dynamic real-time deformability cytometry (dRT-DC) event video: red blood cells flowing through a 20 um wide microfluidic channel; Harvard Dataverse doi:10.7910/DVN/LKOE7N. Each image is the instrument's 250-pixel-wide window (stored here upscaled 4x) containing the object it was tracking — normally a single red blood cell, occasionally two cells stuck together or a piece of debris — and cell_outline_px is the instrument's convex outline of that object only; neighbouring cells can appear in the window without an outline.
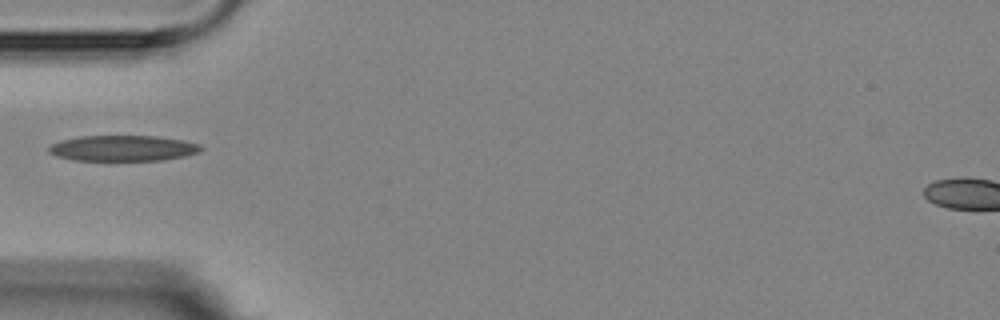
{"species": "Egyptian fruit bat (a non-hibernating species)", "species_latin": "Rousettus aegyptiacus", "temperature_condition": "room temperature", "stored_images_in_passage": 4, "camera_frame_rate_fps": 3000, "um_per_image_px": 0.085, "animal": {"sex": "female"}, "frame": {"image": 1, "passage_image": 1, "time_ms": 0.0, "image_size_px": [1000, 320], "cell_outline_px": [[204, 148], [200, 152], [184, 156], [160, 160], [72, 160], [56, 156], [48, 152], [48, 148], [52, 144], [60, 140], [80, 136], [156, 136], [184, 140], [200, 144]], "centroid_in_image_um": [10.45, 12.59], "position_along_channel_um": 74.5, "area_um2": 22.83}}
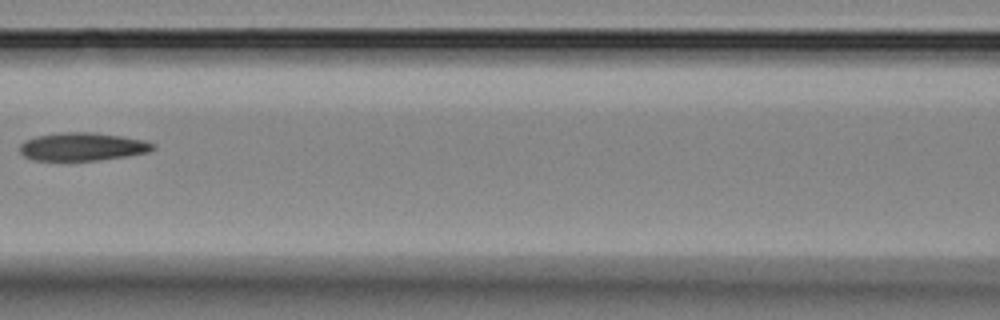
{"frame": {"image": 2, "passage_image": 3, "time_ms": 2.333, "image_size_px": [1000, 320], "cell_outline_px": [[156, 148], [148, 152], [128, 156], [100, 160], [32, 160], [24, 156], [20, 152], [20, 144], [24, 140], [36, 136], [60, 132], [92, 132], [120, 136], [144, 140], [156, 144]], "centroid_in_image_um": [7.01, 12.46], "position_along_channel_um": 159.6, "area_um2": 21.91}}
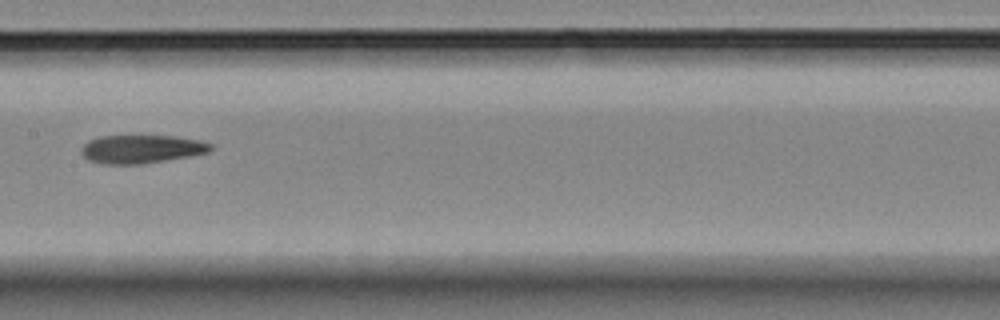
{"frame": {"image": 3, "passage_image": 4, "time_ms": 3.333, "image_size_px": [1000, 320], "cell_outline_px": [[212, 148], [208, 152], [188, 156], [140, 164], [100, 164], [88, 160], [80, 152], [80, 148], [88, 140], [100, 136], [176, 136], [200, 140], [212, 144]], "centroid_in_image_um": [11.98, 12.66], "position_along_channel_um": 195.4, "area_um2": 21.33}}